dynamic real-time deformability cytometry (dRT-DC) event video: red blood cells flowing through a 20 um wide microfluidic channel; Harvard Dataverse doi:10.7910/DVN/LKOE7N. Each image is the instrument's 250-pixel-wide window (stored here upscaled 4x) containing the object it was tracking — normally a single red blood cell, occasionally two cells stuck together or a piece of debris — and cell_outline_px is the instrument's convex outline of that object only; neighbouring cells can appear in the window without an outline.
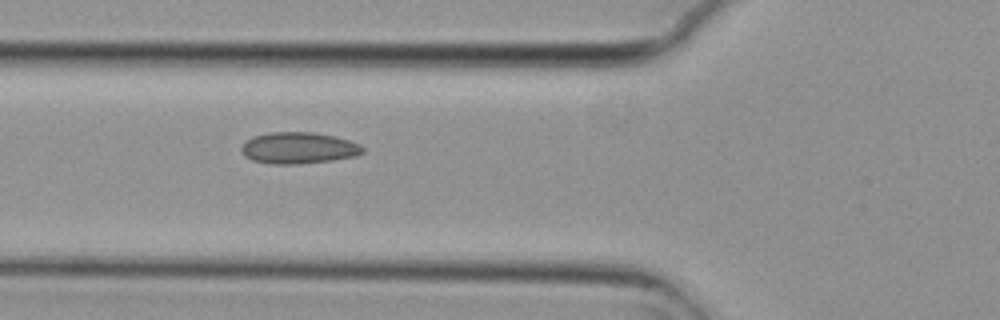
{"species": "common noctule bat (a hibernating species)", "species_latin": "Nyctalus noctula", "temperature_condition": "cold", "stored_images_in_passage": 8, "camera_frame_rate_fps": 3000, "um_per_image_px": 0.085, "animal": {"sex": "female", "body_mass_g": 29.2, "forearm_length_mm": 56.3}, "frame": {"image": 1, "passage_image": 5, "time_ms": 1.333, "image_size_px": [1000, 320], "cell_outline_px": [[364, 152], [356, 156], [332, 160], [300, 164], [268, 164], [252, 160], [244, 156], [240, 152], [240, 148], [252, 136], [268, 132], [312, 132], [336, 136], [360, 144], [364, 148]], "centroid_in_image_um": [25.36, 12.58], "position_along_channel_um": 100.4, "area_um2": 22.48}}
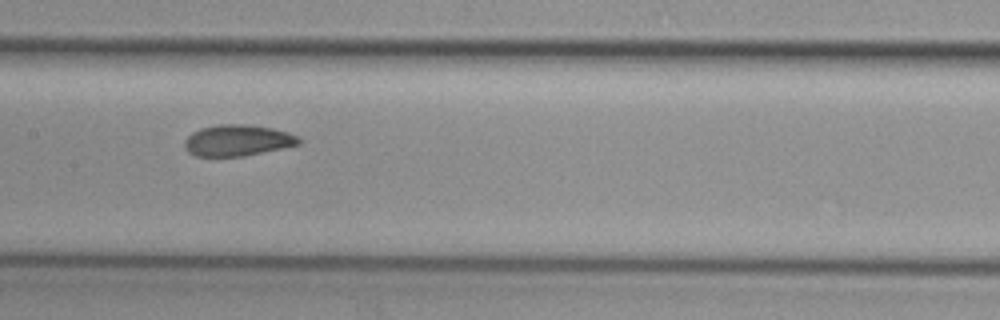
{"frame": {"image": 2, "passage_image": 7, "time_ms": 2.0, "image_size_px": [1000, 320], "cell_outline_px": [[300, 144], [244, 156], [196, 156], [188, 152], [184, 148], [184, 140], [192, 132], [200, 128], [220, 124], [248, 124], [272, 128], [288, 132], [296, 136], [300, 140]], "centroid_in_image_um": [20.15, 11.93], "position_along_channel_um": 187.2, "area_um2": 20.75}}
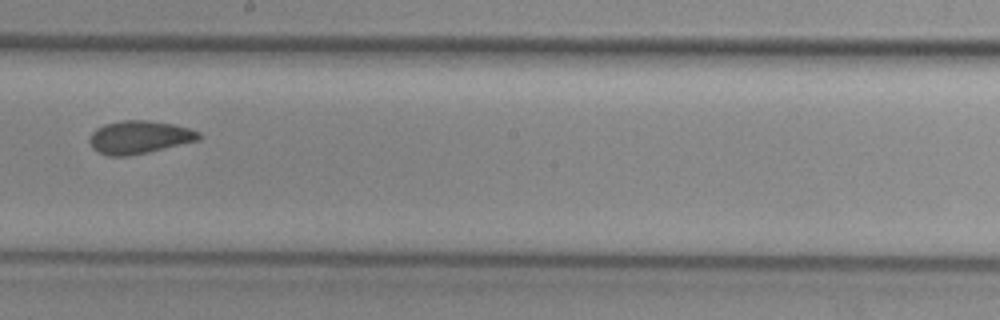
{"frame": {"image": 3, "passage_image": 8, "time_ms": 2.333, "image_size_px": [1000, 320], "cell_outline_px": [[200, 140], [148, 152], [128, 156], [108, 156], [96, 152], [92, 148], [88, 140], [92, 132], [96, 128], [104, 124], [120, 120], [148, 120], [172, 124], [188, 128], [200, 132]], "centroid_in_image_um": [11.8, 11.66], "position_along_channel_um": 236.4, "area_um2": 21.15}}